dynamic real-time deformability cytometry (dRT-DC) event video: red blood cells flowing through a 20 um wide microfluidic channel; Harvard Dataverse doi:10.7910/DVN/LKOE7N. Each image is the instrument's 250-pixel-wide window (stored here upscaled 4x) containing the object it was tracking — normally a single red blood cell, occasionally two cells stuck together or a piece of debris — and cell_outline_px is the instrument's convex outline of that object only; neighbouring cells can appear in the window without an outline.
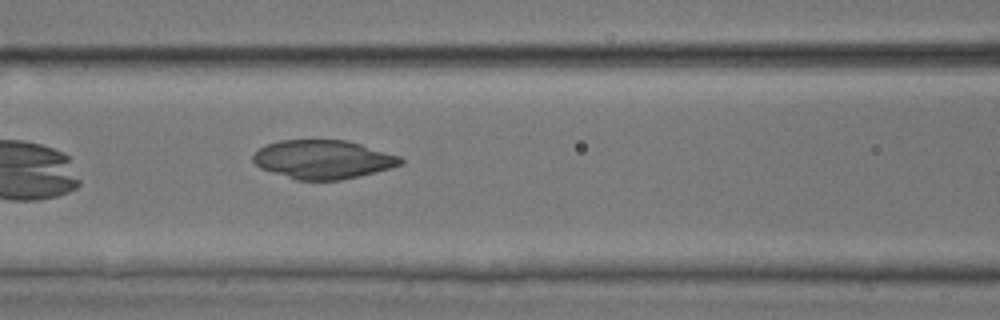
{"species": "common noctule bat (a hibernating species)", "species_latin": "Nyctalus noctula", "temperature_condition": "room temperature", "stored_images_in_passage": 7, "camera_frame_rate_fps": 3000, "um_per_image_px": 0.085, "animal": {"sex": "male", "body_mass_g": 17.9, "forearm_length_mm": 54.2}, "frame": {"image": 1, "passage_image": 7, "time_ms": 7.0, "image_size_px": [1000, 320], "cell_outline_px": [[404, 160], [400, 164], [392, 168], [360, 176], [340, 180], [296, 180], [260, 168], [252, 160], [252, 156], [264, 144], [280, 140], [348, 140], [400, 156]], "centroid_in_image_um": [27.45, 13.55], "position_along_channel_um": 139.1, "area_um2": 33.35}}